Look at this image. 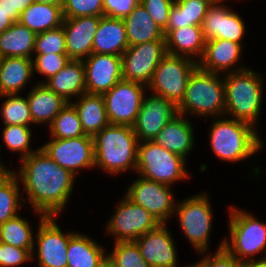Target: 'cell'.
<instances>
[{
  "label": "cell",
  "mask_w": 266,
  "mask_h": 267,
  "mask_svg": "<svg viewBox=\"0 0 266 267\" xmlns=\"http://www.w3.org/2000/svg\"><path fill=\"white\" fill-rule=\"evenodd\" d=\"M38 3L53 4V5H62L63 0H35Z\"/></svg>",
  "instance_id": "cell-51"
},
{
  "label": "cell",
  "mask_w": 266,
  "mask_h": 267,
  "mask_svg": "<svg viewBox=\"0 0 266 267\" xmlns=\"http://www.w3.org/2000/svg\"><path fill=\"white\" fill-rule=\"evenodd\" d=\"M114 243L113 251L107 254V264L110 267H150L135 241Z\"/></svg>",
  "instance_id": "cell-38"
},
{
  "label": "cell",
  "mask_w": 266,
  "mask_h": 267,
  "mask_svg": "<svg viewBox=\"0 0 266 267\" xmlns=\"http://www.w3.org/2000/svg\"><path fill=\"white\" fill-rule=\"evenodd\" d=\"M7 98L1 105L0 113L4 125L30 126L33 123L27 97L17 94L0 95Z\"/></svg>",
  "instance_id": "cell-37"
},
{
  "label": "cell",
  "mask_w": 266,
  "mask_h": 267,
  "mask_svg": "<svg viewBox=\"0 0 266 267\" xmlns=\"http://www.w3.org/2000/svg\"><path fill=\"white\" fill-rule=\"evenodd\" d=\"M67 54L63 26L36 35L33 55Z\"/></svg>",
  "instance_id": "cell-40"
},
{
  "label": "cell",
  "mask_w": 266,
  "mask_h": 267,
  "mask_svg": "<svg viewBox=\"0 0 266 267\" xmlns=\"http://www.w3.org/2000/svg\"><path fill=\"white\" fill-rule=\"evenodd\" d=\"M178 113L184 116H225V86L221 74L201 70L197 67L190 75Z\"/></svg>",
  "instance_id": "cell-5"
},
{
  "label": "cell",
  "mask_w": 266,
  "mask_h": 267,
  "mask_svg": "<svg viewBox=\"0 0 266 267\" xmlns=\"http://www.w3.org/2000/svg\"><path fill=\"white\" fill-rule=\"evenodd\" d=\"M167 54L165 40L129 46L122 54V77L148 86L159 62Z\"/></svg>",
  "instance_id": "cell-12"
},
{
  "label": "cell",
  "mask_w": 266,
  "mask_h": 267,
  "mask_svg": "<svg viewBox=\"0 0 266 267\" xmlns=\"http://www.w3.org/2000/svg\"><path fill=\"white\" fill-rule=\"evenodd\" d=\"M64 18L104 16L103 0H63Z\"/></svg>",
  "instance_id": "cell-41"
},
{
  "label": "cell",
  "mask_w": 266,
  "mask_h": 267,
  "mask_svg": "<svg viewBox=\"0 0 266 267\" xmlns=\"http://www.w3.org/2000/svg\"><path fill=\"white\" fill-rule=\"evenodd\" d=\"M182 114L176 115L156 135L154 142L164 149L186 159L194 148V130L190 120Z\"/></svg>",
  "instance_id": "cell-23"
},
{
  "label": "cell",
  "mask_w": 266,
  "mask_h": 267,
  "mask_svg": "<svg viewBox=\"0 0 266 267\" xmlns=\"http://www.w3.org/2000/svg\"><path fill=\"white\" fill-rule=\"evenodd\" d=\"M164 34L168 54L187 57L197 63L200 61L206 44L201 25L165 29Z\"/></svg>",
  "instance_id": "cell-22"
},
{
  "label": "cell",
  "mask_w": 266,
  "mask_h": 267,
  "mask_svg": "<svg viewBox=\"0 0 266 267\" xmlns=\"http://www.w3.org/2000/svg\"><path fill=\"white\" fill-rule=\"evenodd\" d=\"M186 267H203L199 262H196L195 264H192L190 266H186Z\"/></svg>",
  "instance_id": "cell-53"
},
{
  "label": "cell",
  "mask_w": 266,
  "mask_h": 267,
  "mask_svg": "<svg viewBox=\"0 0 266 267\" xmlns=\"http://www.w3.org/2000/svg\"><path fill=\"white\" fill-rule=\"evenodd\" d=\"M51 138L69 139L86 135L79 114L71 102L60 111L48 127Z\"/></svg>",
  "instance_id": "cell-36"
},
{
  "label": "cell",
  "mask_w": 266,
  "mask_h": 267,
  "mask_svg": "<svg viewBox=\"0 0 266 267\" xmlns=\"http://www.w3.org/2000/svg\"><path fill=\"white\" fill-rule=\"evenodd\" d=\"M95 168L117 175L136 172L139 140L131 126L109 124L93 136Z\"/></svg>",
  "instance_id": "cell-2"
},
{
  "label": "cell",
  "mask_w": 266,
  "mask_h": 267,
  "mask_svg": "<svg viewBox=\"0 0 266 267\" xmlns=\"http://www.w3.org/2000/svg\"><path fill=\"white\" fill-rule=\"evenodd\" d=\"M175 0H140L155 22L165 30L168 25L169 14Z\"/></svg>",
  "instance_id": "cell-45"
},
{
  "label": "cell",
  "mask_w": 266,
  "mask_h": 267,
  "mask_svg": "<svg viewBox=\"0 0 266 267\" xmlns=\"http://www.w3.org/2000/svg\"><path fill=\"white\" fill-rule=\"evenodd\" d=\"M102 16L64 18L63 28L67 55L71 60H84L92 54L94 35Z\"/></svg>",
  "instance_id": "cell-20"
},
{
  "label": "cell",
  "mask_w": 266,
  "mask_h": 267,
  "mask_svg": "<svg viewBox=\"0 0 266 267\" xmlns=\"http://www.w3.org/2000/svg\"><path fill=\"white\" fill-rule=\"evenodd\" d=\"M220 118H215L208 134L211 149L218 159L236 163L262 150L263 141L254 126L231 117Z\"/></svg>",
  "instance_id": "cell-3"
},
{
  "label": "cell",
  "mask_w": 266,
  "mask_h": 267,
  "mask_svg": "<svg viewBox=\"0 0 266 267\" xmlns=\"http://www.w3.org/2000/svg\"><path fill=\"white\" fill-rule=\"evenodd\" d=\"M82 61L88 94L103 95L123 79L121 56L92 53Z\"/></svg>",
  "instance_id": "cell-17"
},
{
  "label": "cell",
  "mask_w": 266,
  "mask_h": 267,
  "mask_svg": "<svg viewBox=\"0 0 266 267\" xmlns=\"http://www.w3.org/2000/svg\"><path fill=\"white\" fill-rule=\"evenodd\" d=\"M197 67L198 63L192 59L167 53L155 69L147 90L178 106L185 96L190 75Z\"/></svg>",
  "instance_id": "cell-9"
},
{
  "label": "cell",
  "mask_w": 266,
  "mask_h": 267,
  "mask_svg": "<svg viewBox=\"0 0 266 267\" xmlns=\"http://www.w3.org/2000/svg\"><path fill=\"white\" fill-rule=\"evenodd\" d=\"M243 45L224 39H212L206 41L202 58L198 62L201 70L222 75L247 69L245 66L235 68L239 63ZM234 68V69H233Z\"/></svg>",
  "instance_id": "cell-21"
},
{
  "label": "cell",
  "mask_w": 266,
  "mask_h": 267,
  "mask_svg": "<svg viewBox=\"0 0 266 267\" xmlns=\"http://www.w3.org/2000/svg\"><path fill=\"white\" fill-rule=\"evenodd\" d=\"M3 141L8 150L19 152L21 154L20 160L28 157L30 154L36 152L38 149L32 151L30 149L32 130L30 126L24 125H4L2 131Z\"/></svg>",
  "instance_id": "cell-39"
},
{
  "label": "cell",
  "mask_w": 266,
  "mask_h": 267,
  "mask_svg": "<svg viewBox=\"0 0 266 267\" xmlns=\"http://www.w3.org/2000/svg\"><path fill=\"white\" fill-rule=\"evenodd\" d=\"M211 4L205 0H175L171 7L166 29L202 25Z\"/></svg>",
  "instance_id": "cell-33"
},
{
  "label": "cell",
  "mask_w": 266,
  "mask_h": 267,
  "mask_svg": "<svg viewBox=\"0 0 266 267\" xmlns=\"http://www.w3.org/2000/svg\"><path fill=\"white\" fill-rule=\"evenodd\" d=\"M49 157L75 176L78 170L95 168L93 136L84 135L69 139L52 138L41 146Z\"/></svg>",
  "instance_id": "cell-14"
},
{
  "label": "cell",
  "mask_w": 266,
  "mask_h": 267,
  "mask_svg": "<svg viewBox=\"0 0 266 267\" xmlns=\"http://www.w3.org/2000/svg\"><path fill=\"white\" fill-rule=\"evenodd\" d=\"M209 2L211 5L218 4V3H223L225 0H205Z\"/></svg>",
  "instance_id": "cell-52"
},
{
  "label": "cell",
  "mask_w": 266,
  "mask_h": 267,
  "mask_svg": "<svg viewBox=\"0 0 266 267\" xmlns=\"http://www.w3.org/2000/svg\"><path fill=\"white\" fill-rule=\"evenodd\" d=\"M159 224L146 209L124 195L106 224V234L113 235L114 242L135 241Z\"/></svg>",
  "instance_id": "cell-10"
},
{
  "label": "cell",
  "mask_w": 266,
  "mask_h": 267,
  "mask_svg": "<svg viewBox=\"0 0 266 267\" xmlns=\"http://www.w3.org/2000/svg\"><path fill=\"white\" fill-rule=\"evenodd\" d=\"M35 38L36 34L32 30L15 22L0 34V52L4 57L32 59Z\"/></svg>",
  "instance_id": "cell-32"
},
{
  "label": "cell",
  "mask_w": 266,
  "mask_h": 267,
  "mask_svg": "<svg viewBox=\"0 0 266 267\" xmlns=\"http://www.w3.org/2000/svg\"><path fill=\"white\" fill-rule=\"evenodd\" d=\"M33 252H35L34 249H21L0 242V267H17L33 261Z\"/></svg>",
  "instance_id": "cell-43"
},
{
  "label": "cell",
  "mask_w": 266,
  "mask_h": 267,
  "mask_svg": "<svg viewBox=\"0 0 266 267\" xmlns=\"http://www.w3.org/2000/svg\"><path fill=\"white\" fill-rule=\"evenodd\" d=\"M3 58H4V56H3L2 53L0 52V64H1V62L3 61Z\"/></svg>",
  "instance_id": "cell-54"
},
{
  "label": "cell",
  "mask_w": 266,
  "mask_h": 267,
  "mask_svg": "<svg viewBox=\"0 0 266 267\" xmlns=\"http://www.w3.org/2000/svg\"><path fill=\"white\" fill-rule=\"evenodd\" d=\"M231 7L218 3L208 8L202 22V30L206 41L224 39L242 44L245 35V22Z\"/></svg>",
  "instance_id": "cell-19"
},
{
  "label": "cell",
  "mask_w": 266,
  "mask_h": 267,
  "mask_svg": "<svg viewBox=\"0 0 266 267\" xmlns=\"http://www.w3.org/2000/svg\"><path fill=\"white\" fill-rule=\"evenodd\" d=\"M14 23L15 22L10 18L9 14L0 9V34Z\"/></svg>",
  "instance_id": "cell-48"
},
{
  "label": "cell",
  "mask_w": 266,
  "mask_h": 267,
  "mask_svg": "<svg viewBox=\"0 0 266 267\" xmlns=\"http://www.w3.org/2000/svg\"><path fill=\"white\" fill-rule=\"evenodd\" d=\"M46 81V82H44ZM37 82L46 85L67 102L86 93L85 67L82 60H70L57 74L48 80Z\"/></svg>",
  "instance_id": "cell-25"
},
{
  "label": "cell",
  "mask_w": 266,
  "mask_h": 267,
  "mask_svg": "<svg viewBox=\"0 0 266 267\" xmlns=\"http://www.w3.org/2000/svg\"><path fill=\"white\" fill-rule=\"evenodd\" d=\"M63 20L62 5L34 2L20 14L18 22L37 35L62 26Z\"/></svg>",
  "instance_id": "cell-31"
},
{
  "label": "cell",
  "mask_w": 266,
  "mask_h": 267,
  "mask_svg": "<svg viewBox=\"0 0 266 267\" xmlns=\"http://www.w3.org/2000/svg\"><path fill=\"white\" fill-rule=\"evenodd\" d=\"M229 237H224V247L242 263L266 251V223L250 212L229 207Z\"/></svg>",
  "instance_id": "cell-6"
},
{
  "label": "cell",
  "mask_w": 266,
  "mask_h": 267,
  "mask_svg": "<svg viewBox=\"0 0 266 267\" xmlns=\"http://www.w3.org/2000/svg\"><path fill=\"white\" fill-rule=\"evenodd\" d=\"M33 74L31 58L4 57L0 64V95L21 92Z\"/></svg>",
  "instance_id": "cell-29"
},
{
  "label": "cell",
  "mask_w": 266,
  "mask_h": 267,
  "mask_svg": "<svg viewBox=\"0 0 266 267\" xmlns=\"http://www.w3.org/2000/svg\"><path fill=\"white\" fill-rule=\"evenodd\" d=\"M139 3L140 0H103L104 16L123 19Z\"/></svg>",
  "instance_id": "cell-46"
},
{
  "label": "cell",
  "mask_w": 266,
  "mask_h": 267,
  "mask_svg": "<svg viewBox=\"0 0 266 267\" xmlns=\"http://www.w3.org/2000/svg\"><path fill=\"white\" fill-rule=\"evenodd\" d=\"M186 159L154 141L138 144L136 173L138 176L168 186L189 178Z\"/></svg>",
  "instance_id": "cell-7"
},
{
  "label": "cell",
  "mask_w": 266,
  "mask_h": 267,
  "mask_svg": "<svg viewBox=\"0 0 266 267\" xmlns=\"http://www.w3.org/2000/svg\"><path fill=\"white\" fill-rule=\"evenodd\" d=\"M55 216L40 217L36 242L38 267H67V249L70 237L75 232L61 231Z\"/></svg>",
  "instance_id": "cell-15"
},
{
  "label": "cell",
  "mask_w": 266,
  "mask_h": 267,
  "mask_svg": "<svg viewBox=\"0 0 266 267\" xmlns=\"http://www.w3.org/2000/svg\"><path fill=\"white\" fill-rule=\"evenodd\" d=\"M105 264V248L89 236L75 231L69 240L67 267H103Z\"/></svg>",
  "instance_id": "cell-27"
},
{
  "label": "cell",
  "mask_w": 266,
  "mask_h": 267,
  "mask_svg": "<svg viewBox=\"0 0 266 267\" xmlns=\"http://www.w3.org/2000/svg\"><path fill=\"white\" fill-rule=\"evenodd\" d=\"M205 253L207 252L200 253L203 255L199 263L203 267H242V262L224 247V240L219 244L214 254L204 255Z\"/></svg>",
  "instance_id": "cell-44"
},
{
  "label": "cell",
  "mask_w": 266,
  "mask_h": 267,
  "mask_svg": "<svg viewBox=\"0 0 266 267\" xmlns=\"http://www.w3.org/2000/svg\"><path fill=\"white\" fill-rule=\"evenodd\" d=\"M1 157V155H0ZM1 159V158H0ZM5 164L3 165L1 160H0V181L4 178H6L8 175H10L13 171L9 168H7Z\"/></svg>",
  "instance_id": "cell-50"
},
{
  "label": "cell",
  "mask_w": 266,
  "mask_h": 267,
  "mask_svg": "<svg viewBox=\"0 0 266 267\" xmlns=\"http://www.w3.org/2000/svg\"><path fill=\"white\" fill-rule=\"evenodd\" d=\"M128 187L125 196L142 206L160 223H166L175 212L177 201L171 186L137 177Z\"/></svg>",
  "instance_id": "cell-13"
},
{
  "label": "cell",
  "mask_w": 266,
  "mask_h": 267,
  "mask_svg": "<svg viewBox=\"0 0 266 267\" xmlns=\"http://www.w3.org/2000/svg\"><path fill=\"white\" fill-rule=\"evenodd\" d=\"M147 86L120 80L112 89L103 94L108 121L112 125L133 126L146 94Z\"/></svg>",
  "instance_id": "cell-11"
},
{
  "label": "cell",
  "mask_w": 266,
  "mask_h": 267,
  "mask_svg": "<svg viewBox=\"0 0 266 267\" xmlns=\"http://www.w3.org/2000/svg\"><path fill=\"white\" fill-rule=\"evenodd\" d=\"M135 242L150 267H178L175 241L167 229L166 223H160Z\"/></svg>",
  "instance_id": "cell-18"
},
{
  "label": "cell",
  "mask_w": 266,
  "mask_h": 267,
  "mask_svg": "<svg viewBox=\"0 0 266 267\" xmlns=\"http://www.w3.org/2000/svg\"><path fill=\"white\" fill-rule=\"evenodd\" d=\"M76 99L71 103L79 114L85 134L94 136L110 124L103 95L84 93Z\"/></svg>",
  "instance_id": "cell-30"
},
{
  "label": "cell",
  "mask_w": 266,
  "mask_h": 267,
  "mask_svg": "<svg viewBox=\"0 0 266 267\" xmlns=\"http://www.w3.org/2000/svg\"><path fill=\"white\" fill-rule=\"evenodd\" d=\"M224 75L225 116L257 128L263 103V77L249 68Z\"/></svg>",
  "instance_id": "cell-4"
},
{
  "label": "cell",
  "mask_w": 266,
  "mask_h": 267,
  "mask_svg": "<svg viewBox=\"0 0 266 267\" xmlns=\"http://www.w3.org/2000/svg\"><path fill=\"white\" fill-rule=\"evenodd\" d=\"M128 47L123 19L102 16L94 35L92 53L122 56Z\"/></svg>",
  "instance_id": "cell-24"
},
{
  "label": "cell",
  "mask_w": 266,
  "mask_h": 267,
  "mask_svg": "<svg viewBox=\"0 0 266 267\" xmlns=\"http://www.w3.org/2000/svg\"><path fill=\"white\" fill-rule=\"evenodd\" d=\"M35 0H0V9L9 14L14 22H18L20 14Z\"/></svg>",
  "instance_id": "cell-47"
},
{
  "label": "cell",
  "mask_w": 266,
  "mask_h": 267,
  "mask_svg": "<svg viewBox=\"0 0 266 267\" xmlns=\"http://www.w3.org/2000/svg\"><path fill=\"white\" fill-rule=\"evenodd\" d=\"M33 72H38L44 75L45 79H50L57 74L69 62L70 58L67 54H47V55H33Z\"/></svg>",
  "instance_id": "cell-42"
},
{
  "label": "cell",
  "mask_w": 266,
  "mask_h": 267,
  "mask_svg": "<svg viewBox=\"0 0 266 267\" xmlns=\"http://www.w3.org/2000/svg\"><path fill=\"white\" fill-rule=\"evenodd\" d=\"M178 106L164 97L144 95L138 116L132 126L139 142L153 141L165 125L178 115Z\"/></svg>",
  "instance_id": "cell-16"
},
{
  "label": "cell",
  "mask_w": 266,
  "mask_h": 267,
  "mask_svg": "<svg viewBox=\"0 0 266 267\" xmlns=\"http://www.w3.org/2000/svg\"><path fill=\"white\" fill-rule=\"evenodd\" d=\"M31 89L26 97L33 124L49 126L68 102L44 84L37 83Z\"/></svg>",
  "instance_id": "cell-26"
},
{
  "label": "cell",
  "mask_w": 266,
  "mask_h": 267,
  "mask_svg": "<svg viewBox=\"0 0 266 267\" xmlns=\"http://www.w3.org/2000/svg\"><path fill=\"white\" fill-rule=\"evenodd\" d=\"M207 193L202 192L178 201L174 214L182 232L198 253L209 251L213 213ZM208 249V250H207Z\"/></svg>",
  "instance_id": "cell-8"
},
{
  "label": "cell",
  "mask_w": 266,
  "mask_h": 267,
  "mask_svg": "<svg viewBox=\"0 0 266 267\" xmlns=\"http://www.w3.org/2000/svg\"><path fill=\"white\" fill-rule=\"evenodd\" d=\"M129 46L165 40L164 30L155 22L144 6L139 3L134 10L123 18Z\"/></svg>",
  "instance_id": "cell-28"
},
{
  "label": "cell",
  "mask_w": 266,
  "mask_h": 267,
  "mask_svg": "<svg viewBox=\"0 0 266 267\" xmlns=\"http://www.w3.org/2000/svg\"><path fill=\"white\" fill-rule=\"evenodd\" d=\"M30 224L20 215L7 220L0 225V242L21 249H34L35 237Z\"/></svg>",
  "instance_id": "cell-34"
},
{
  "label": "cell",
  "mask_w": 266,
  "mask_h": 267,
  "mask_svg": "<svg viewBox=\"0 0 266 267\" xmlns=\"http://www.w3.org/2000/svg\"><path fill=\"white\" fill-rule=\"evenodd\" d=\"M20 161V169L14 173L22 182L34 212L39 217H57L68 203L76 176L52 160L41 147Z\"/></svg>",
  "instance_id": "cell-1"
},
{
  "label": "cell",
  "mask_w": 266,
  "mask_h": 267,
  "mask_svg": "<svg viewBox=\"0 0 266 267\" xmlns=\"http://www.w3.org/2000/svg\"><path fill=\"white\" fill-rule=\"evenodd\" d=\"M19 184V178L14 170L0 181V225L18 216V210L20 211L23 208L24 204L20 201L22 197L20 196L21 186Z\"/></svg>",
  "instance_id": "cell-35"
},
{
  "label": "cell",
  "mask_w": 266,
  "mask_h": 267,
  "mask_svg": "<svg viewBox=\"0 0 266 267\" xmlns=\"http://www.w3.org/2000/svg\"><path fill=\"white\" fill-rule=\"evenodd\" d=\"M242 267H266V257L245 261L242 263Z\"/></svg>",
  "instance_id": "cell-49"
}]
</instances>
